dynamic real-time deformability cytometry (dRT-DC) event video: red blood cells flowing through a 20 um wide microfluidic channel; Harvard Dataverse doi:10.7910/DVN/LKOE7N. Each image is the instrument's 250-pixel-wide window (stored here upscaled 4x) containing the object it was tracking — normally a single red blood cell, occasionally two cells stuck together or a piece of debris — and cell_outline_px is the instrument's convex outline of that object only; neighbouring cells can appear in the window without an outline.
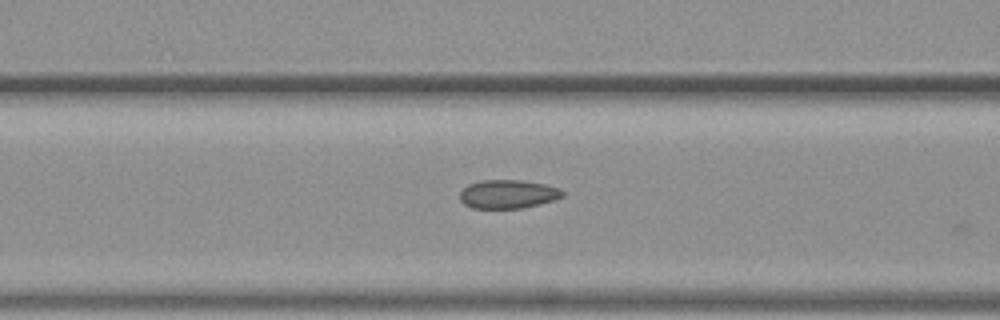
{"species": "common noctule bat (a hibernating species)", "species_latin": "Nyctalus noctula", "temperature_condition": "warm", "stored_images_in_passage": 8, "camera_frame_rate_fps": 3000, "um_per_image_px": 0.085, "animal": {"sex": "female", "body_mass_g": 19.3, "forearm_length_mm": 54.1}, "frame": {"image": 1, "passage_image": 7, "time_ms": 2.0, "image_size_px": [1000, 320], "cell_outline_px": [[564, 196], [556, 200], [524, 208], [472, 208], [464, 204], [460, 200], [460, 192], [468, 184], [480, 180], [520, 180], [544, 184], [560, 188], [564, 192]], "centroid_in_image_um": [43.19, 16.5], "position_along_channel_um": 123.4, "area_um2": 17.28}}